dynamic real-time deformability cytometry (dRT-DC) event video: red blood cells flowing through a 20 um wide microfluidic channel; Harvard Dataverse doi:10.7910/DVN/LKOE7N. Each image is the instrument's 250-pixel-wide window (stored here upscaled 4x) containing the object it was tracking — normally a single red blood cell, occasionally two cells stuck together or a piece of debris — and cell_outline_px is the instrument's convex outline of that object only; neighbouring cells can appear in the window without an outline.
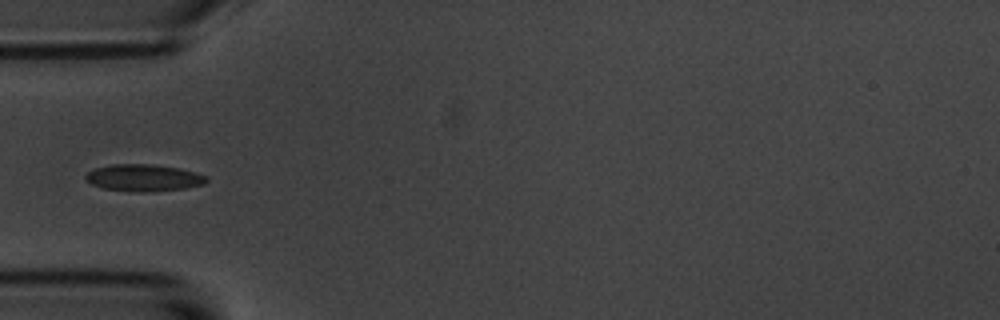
{"species": "common noctule bat (a hibernating species)", "species_latin": "Nyctalus noctula", "temperature_condition": "room temperature", "stored_images_in_passage": 3, "camera_frame_rate_fps": 3000, "um_per_image_px": 0.085, "animal": {"sex": "male", "body_mass_g": 20.1, "forearm_length_mm": 53.5}, "frame": {"image": 1, "passage_image": 3, "time_ms": 2.333, "image_size_px": [1000, 320], "cell_outline_px": [[208, 180], [204, 184], [184, 188], [152, 192], [136, 192], [104, 188], [92, 184], [84, 180], [84, 176], [88, 172], [96, 168], [112, 164], [152, 164], [180, 168], [196, 172], [208, 176]], "centroid_in_image_um": [12.23, 15.11], "position_along_channel_um": 72.8, "area_um2": 19.07}}